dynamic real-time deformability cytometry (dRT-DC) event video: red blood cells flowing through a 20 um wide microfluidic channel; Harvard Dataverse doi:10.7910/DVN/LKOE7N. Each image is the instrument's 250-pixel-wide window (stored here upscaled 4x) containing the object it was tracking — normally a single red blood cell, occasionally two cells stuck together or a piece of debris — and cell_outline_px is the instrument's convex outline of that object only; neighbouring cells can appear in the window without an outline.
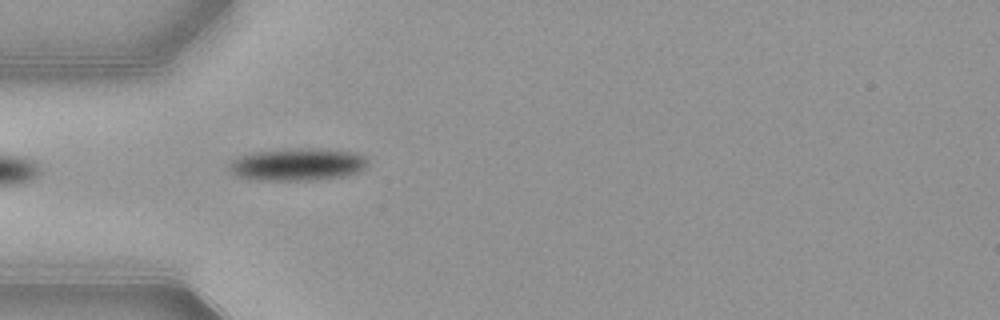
{"species": "common noctule bat (a hibernating species)", "species_latin": "Nyctalus noctula", "temperature_condition": "warm", "stored_images_in_passage": 13, "camera_frame_rate_fps": 3000, "um_per_image_px": 0.085, "animal": {"sex": "female", "body_mass_g": 21.9}, "frame": {"image": 1, "passage_image": 1, "time_ms": 0.0, "image_size_px": [1000, 320], "cell_outline_px": [[368, 164], [364, 168], [356, 172], [344, 176], [312, 180], [256, 180], [236, 176], [228, 168], [228, 164], [236, 156], [252, 152], [284, 148], [320, 148], [352, 152], [364, 156], [368, 160]], "centroid_in_image_um": [25.23, 13.96], "position_along_channel_um": 59.8, "area_um2": 26.53}}
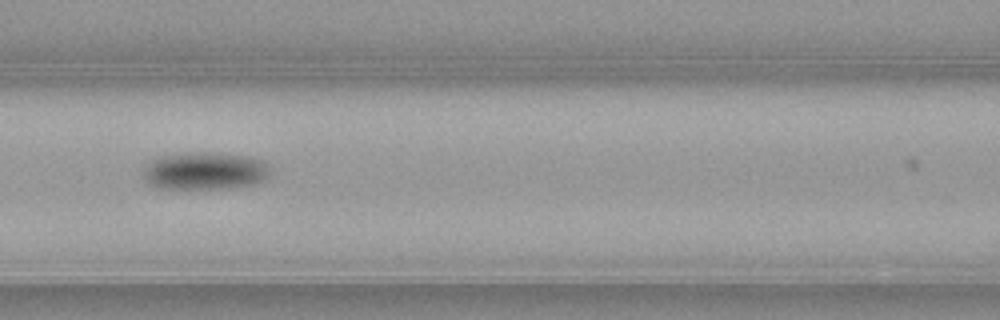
{"frame": {"image": 2, "passage_image": 8, "time_ms": 2.333, "image_size_px": [1000, 320], "cell_outline_px": [[272, 168], [268, 176], [264, 180], [256, 184], [228, 188], [160, 188], [152, 184], [144, 176], [144, 168], [152, 160], [160, 156], [188, 152], [220, 152], [244, 156], [264, 160]], "centroid_in_image_um": [17.49, 14.51], "position_along_channel_um": 149.1, "area_um2": 27.86}}